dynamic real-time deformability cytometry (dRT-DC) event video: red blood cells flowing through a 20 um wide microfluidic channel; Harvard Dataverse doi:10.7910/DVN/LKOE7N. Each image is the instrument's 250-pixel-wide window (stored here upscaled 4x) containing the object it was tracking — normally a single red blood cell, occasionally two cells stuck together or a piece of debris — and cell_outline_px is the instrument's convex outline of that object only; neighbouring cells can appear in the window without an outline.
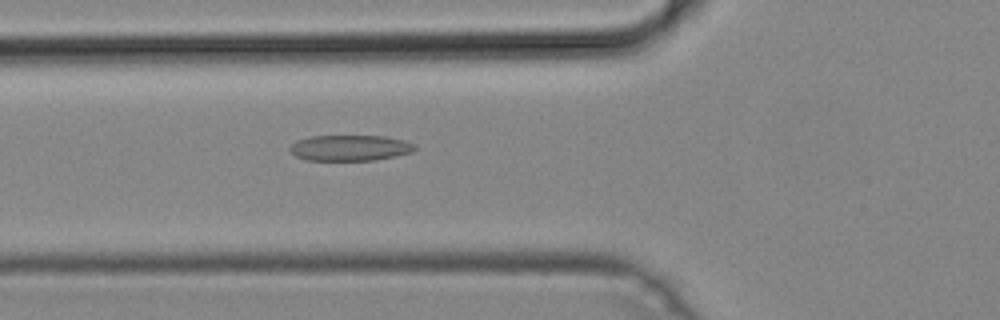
{"species": "common noctule bat (a hibernating species)", "species_latin": "Nyctalus noctula", "temperature_condition": "cold", "stored_images_in_passage": 48, "camera_frame_rate_fps": 3000, "um_per_image_px": 0.085, "animal": {"sex": "male", "body_mass_g": 19.2, "forearm_length_mm": 51.8}, "frame": {"image": 1, "passage_image": 18, "time_ms": 5.667, "image_size_px": [1000, 320], "cell_outline_px": [[416, 148], [412, 152], [376, 160], [304, 160], [296, 156], [288, 148], [296, 140], [312, 136], [384, 136], [404, 140], [416, 144]], "centroid_in_image_um": [29.75, 12.57], "position_along_channel_um": 96.0, "area_um2": 18.79}}
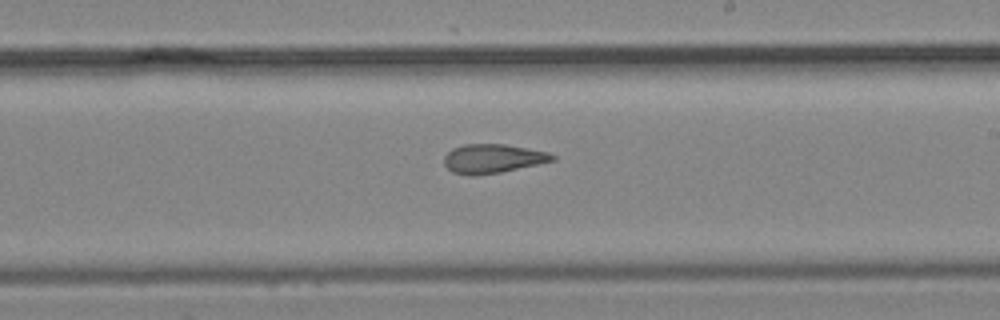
{"frame": {"image": 2, "passage_image": 29, "time_ms": 9.333, "image_size_px": [1000, 320], "cell_outline_px": [[556, 160], [500, 172], [472, 176], [468, 176], [452, 172], [444, 164], [444, 156], [452, 148], [464, 144], [504, 144], [548, 152], [556, 156]], "centroid_in_image_um": [41.86, 13.48], "position_along_channel_um": 247.1, "area_um2": 18.26}}
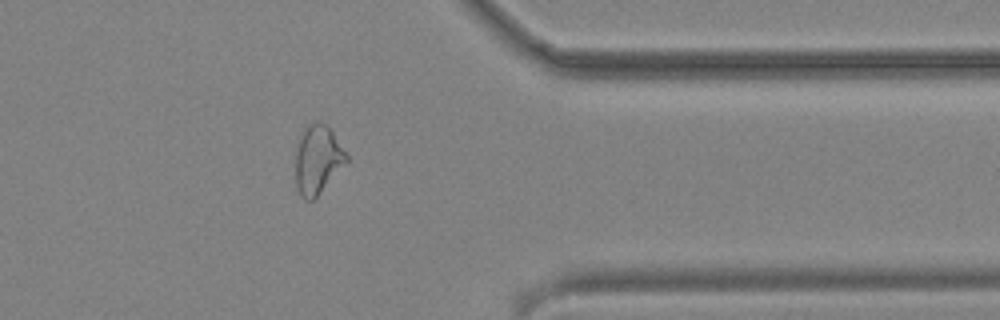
{"frame": {"image": 3, "passage_image": 40, "time_ms": 13.0, "image_size_px": [1000, 320], "cell_outline_px": [[348, 160], [316, 196], [312, 200], [304, 200], [300, 196], [296, 188], [296, 152], [300, 136], [308, 124], [316, 120], [324, 124], [332, 132], [348, 156]], "centroid_in_image_um": [26.97, 13.56], "position_along_channel_um": 384.4, "area_um2": 19.88}}